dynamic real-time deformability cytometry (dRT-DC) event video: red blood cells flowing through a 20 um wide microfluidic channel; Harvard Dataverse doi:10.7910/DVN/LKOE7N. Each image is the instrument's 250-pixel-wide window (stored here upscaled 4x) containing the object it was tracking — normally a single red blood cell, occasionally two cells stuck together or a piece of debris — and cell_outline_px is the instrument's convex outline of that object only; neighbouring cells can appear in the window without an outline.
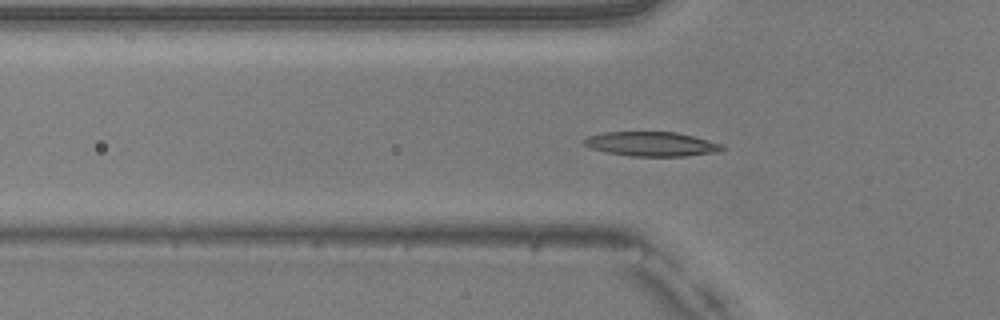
{"species": "common noctule bat (a hibernating species)", "species_latin": "Nyctalus noctula", "temperature_condition": "warm", "stored_images_in_passage": 52, "camera_frame_rate_fps": 3000, "um_per_image_px": 0.085, "animal": {"sex": "male", "body_mass_g": 20.5, "forearm_length_mm": 52.5}, "frame": {"image": 1, "passage_image": 17, "time_ms": 5.333, "image_size_px": [1000, 320], "cell_outline_px": [[728, 148], [720, 152], [684, 156], [628, 156], [608, 152], [592, 148], [584, 144], [584, 140], [588, 136], [604, 132], [676, 132], [692, 136], [720, 144]], "centroid_in_image_um": [55.41, 12.24], "position_along_channel_um": 70.4, "area_um2": 19.48}}
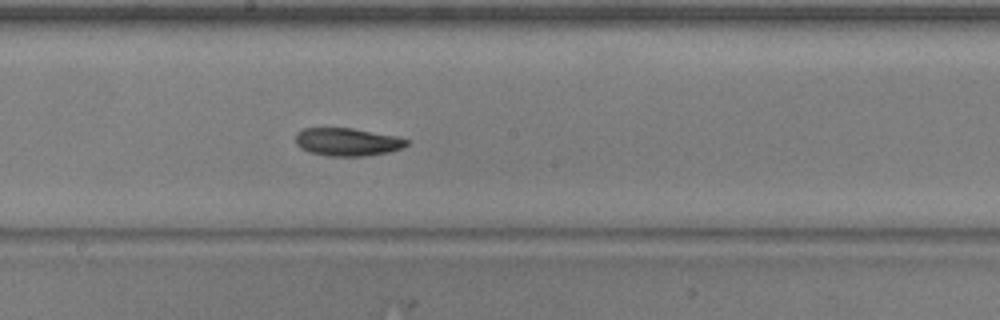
{"frame": {"image": 2, "passage_image": 28, "time_ms": 9.0, "image_size_px": [1000, 320], "cell_outline_px": [[408, 144], [404, 148], [388, 152], [364, 156], [328, 156], [308, 152], [300, 148], [296, 144], [296, 132], [304, 128], [352, 128], [396, 136], [408, 140]], "centroid_in_image_um": [29.51, 12.07], "position_along_channel_um": 218.7, "area_um2": 18.15}}
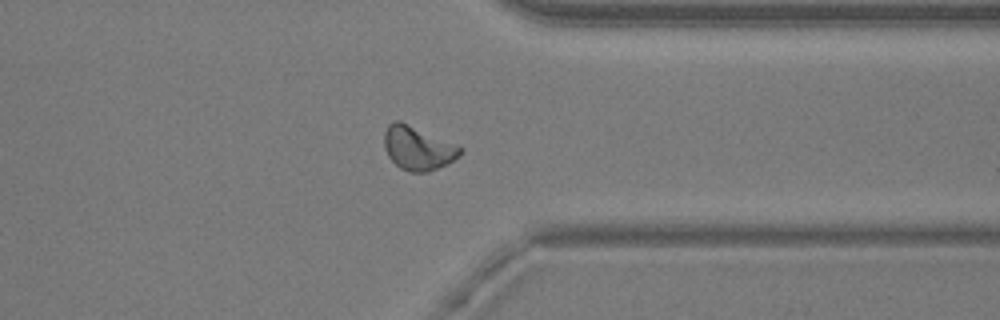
{"frame": {"image": 3, "passage_image": 40, "time_ms": 13.0, "image_size_px": [1000, 320], "cell_outline_px": [[464, 148], [460, 156], [448, 164], [428, 172], [408, 172], [400, 168], [388, 156], [384, 148], [384, 132], [388, 124], [392, 120], [400, 120], [456, 144]], "centroid_in_image_um": [35.52, 12.58], "position_along_channel_um": 375.9, "area_um2": 19.65}, "authors_computed_cell_mechanics": {"area_um2": 18.5538, "velocity_mm_per_s": 4.0118, "shape_relaxation_time_tau1_ms": 3.4796, "shape_relaxation_time_tau2_ms": null, "deformation_change_tau1": 0.1325, "deformation_change_tau2": null}}